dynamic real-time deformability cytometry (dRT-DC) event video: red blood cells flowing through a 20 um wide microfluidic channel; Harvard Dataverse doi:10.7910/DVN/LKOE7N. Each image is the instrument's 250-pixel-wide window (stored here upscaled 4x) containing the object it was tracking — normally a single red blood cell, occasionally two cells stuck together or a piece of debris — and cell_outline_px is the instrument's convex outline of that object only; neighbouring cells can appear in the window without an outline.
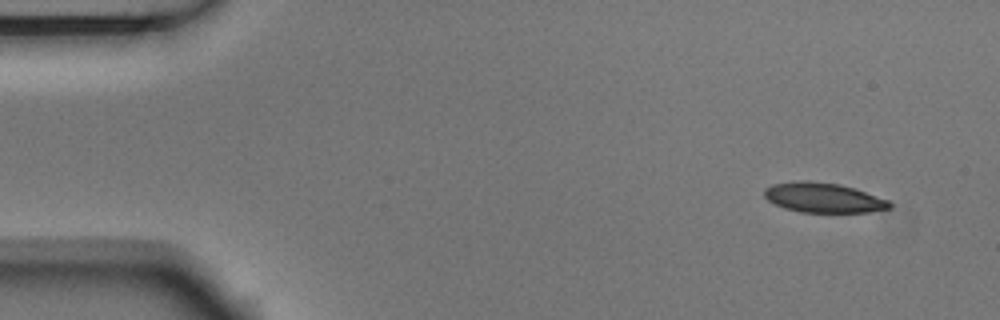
{"species": "Egyptian fruit bat (a non-hibernating species)", "species_latin": "Rousettus aegyptiacus", "temperature_condition": "room temperature", "stored_images_in_passage": 4, "camera_frame_rate_fps": 3000, "um_per_image_px": 0.085, "animal": {"sex": "male"}, "frame": {"image": 1, "passage_image": 1, "time_ms": 0.0, "image_size_px": [1000, 320], "cell_outline_px": [[892, 208], [868, 212], [800, 212], [784, 208], [768, 200], [764, 196], [764, 188], [772, 184], [804, 180], [808, 180], [840, 184], [856, 188], [888, 200], [892, 204]], "centroid_in_image_um": [70.0, 16.8], "position_along_channel_um": 15.0, "area_um2": 21.85}}
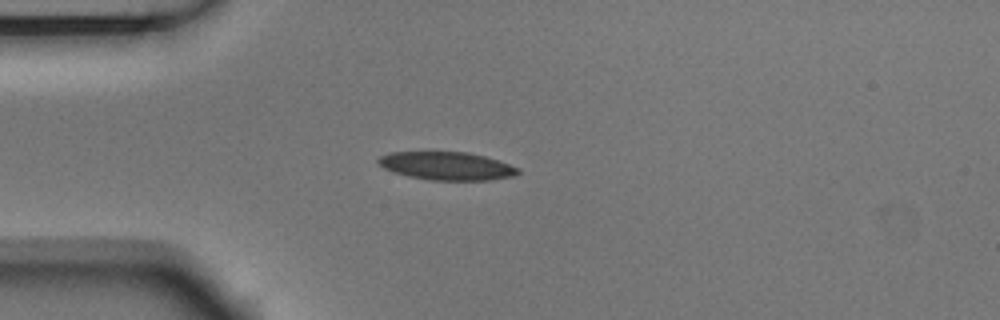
{"frame": {"image": 2, "passage_image": 4, "time_ms": 1.0, "image_size_px": [1000, 320], "cell_outline_px": [[520, 172], [516, 176], [488, 180], [428, 180], [408, 176], [392, 172], [384, 168], [376, 160], [380, 156], [388, 152], [468, 152], [484, 156], [520, 168]], "centroid_in_image_um": [37.96, 14.11], "position_along_channel_um": 47.0, "area_um2": 22.95}}